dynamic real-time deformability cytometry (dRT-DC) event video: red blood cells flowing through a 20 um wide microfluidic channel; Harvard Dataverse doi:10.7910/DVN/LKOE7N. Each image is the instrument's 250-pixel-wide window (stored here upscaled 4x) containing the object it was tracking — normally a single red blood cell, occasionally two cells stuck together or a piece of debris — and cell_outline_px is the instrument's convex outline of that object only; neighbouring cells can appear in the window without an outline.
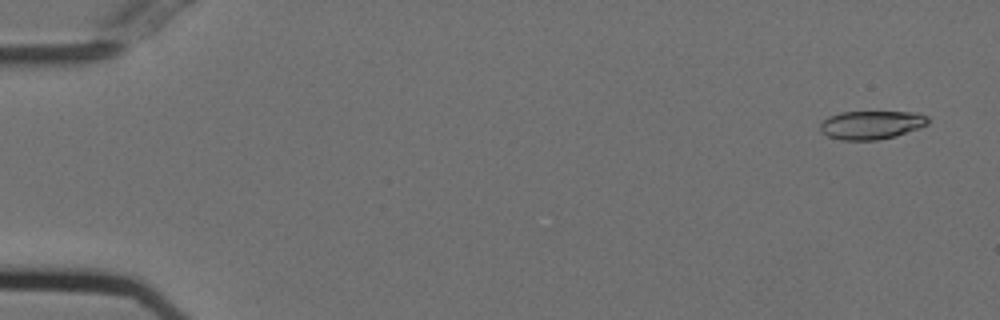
{"species": "Egyptian fruit bat (a non-hibernating species)", "species_latin": "Rousettus aegyptiacus", "temperature_condition": "cold", "stored_images_in_passage": 55, "camera_frame_rate_fps": 3000, "um_per_image_px": 0.085, "animal": {"sex": "female"}, "frame": {"image": 1, "passage_image": 3, "time_ms": 0.667, "image_size_px": [1000, 320], "cell_outline_px": [[928, 124], [896, 136], [876, 140], [840, 140], [828, 136], [820, 132], [820, 124], [828, 116], [840, 112], [916, 112], [928, 116]], "centroid_in_image_um": [74.04, 10.61], "position_along_channel_um": 11.0, "area_um2": 17.92}}
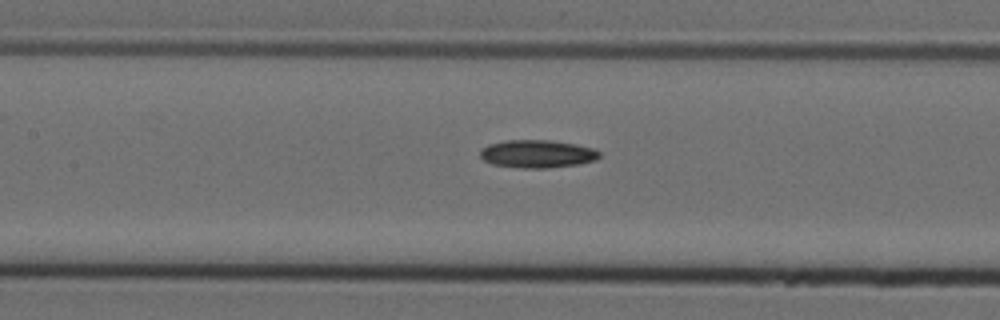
{"frame": {"image": 2, "passage_image": 26, "time_ms": 8.333, "image_size_px": [1000, 320], "cell_outline_px": [[600, 156], [596, 160], [580, 164], [544, 168], [520, 168], [492, 164], [484, 160], [480, 156], [480, 148], [488, 144], [504, 140], [552, 140], [576, 144], [592, 148], [600, 152]], "centroid_in_image_um": [45.65, 13.07], "position_along_channel_um": 161.8, "area_um2": 19.54}}
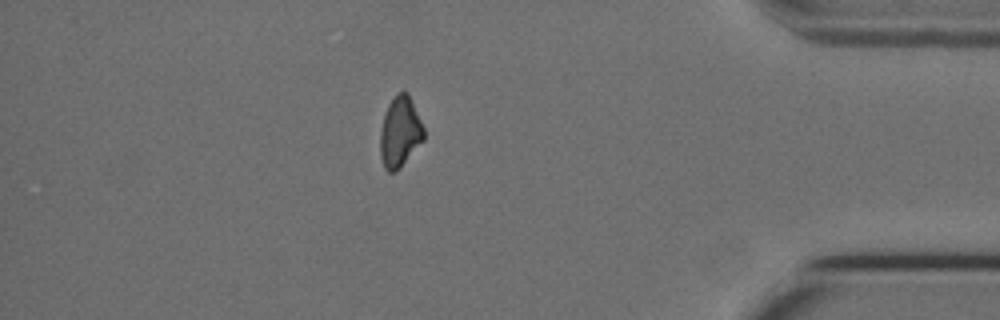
{"frame": {"image": 3, "passage_image": 48, "time_ms": 15.667, "image_size_px": [1000, 320], "cell_outline_px": [[424, 140], [400, 168], [396, 172], [388, 172], [384, 168], [380, 156], [380, 128], [388, 104], [396, 92], [408, 92], [424, 128]], "centroid_in_image_um": [33.99, 11.23], "position_along_channel_um": 401.2, "area_um2": 18.09}}